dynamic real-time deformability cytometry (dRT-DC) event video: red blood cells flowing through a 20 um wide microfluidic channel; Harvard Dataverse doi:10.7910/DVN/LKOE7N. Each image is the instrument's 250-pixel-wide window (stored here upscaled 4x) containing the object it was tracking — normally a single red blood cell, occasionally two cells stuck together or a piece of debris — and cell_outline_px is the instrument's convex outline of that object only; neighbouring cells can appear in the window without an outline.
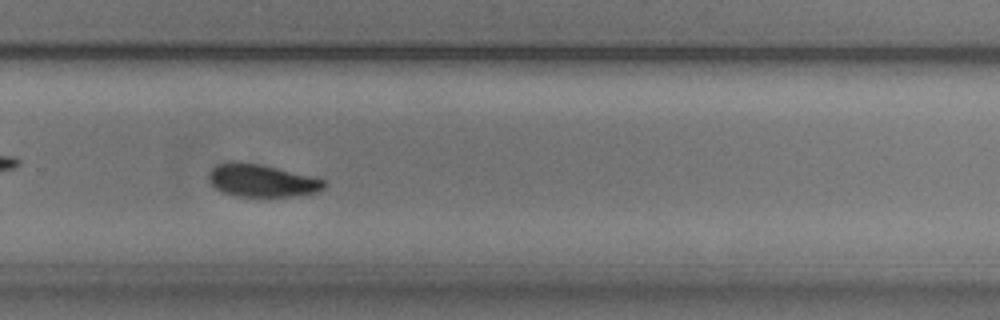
{"species": "common noctule bat (a hibernating species)", "species_latin": "Nyctalus noctula", "temperature_condition": "cold", "stored_images_in_passage": 32, "camera_frame_rate_fps": 3000, "um_per_image_px": 0.085, "animal": {"sex": "male", "body_mass_g": 20.5, "forearm_length_mm": 52.5}, "frame": {"image": 1, "passage_image": 23, "time_ms": 7.333, "image_size_px": [1000, 320], "cell_outline_px": [[328, 184], [320, 192], [300, 196], [232, 196], [220, 192], [212, 184], [208, 176], [212, 168], [216, 164], [232, 160], [260, 164], [312, 176], [328, 180]], "centroid_in_image_um": [22.29, 15.35], "position_along_channel_um": 307.5, "area_um2": 22.37}, "authors_computed_cell_mechanics": {"area_um2": 23.3512, "velocity_mm_per_s": 3.7545, "shape_relaxation_time_tau1_ms": 2.398, "shape_relaxation_time_tau2_ms": null, "deformation_change_tau1": 0.1012, "deformation_change_tau2": null}}